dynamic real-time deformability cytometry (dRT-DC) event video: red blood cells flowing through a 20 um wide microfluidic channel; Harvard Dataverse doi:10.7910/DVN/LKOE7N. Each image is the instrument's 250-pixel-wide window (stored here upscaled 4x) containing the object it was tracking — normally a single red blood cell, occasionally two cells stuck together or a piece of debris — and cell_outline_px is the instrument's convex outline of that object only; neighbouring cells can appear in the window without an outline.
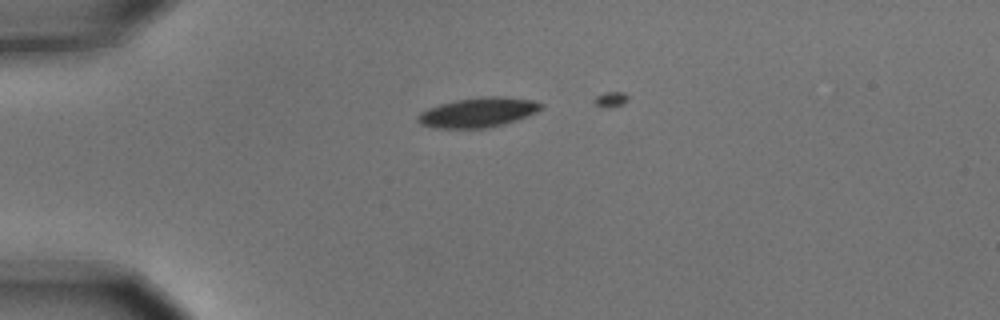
{"species": "common noctule bat (a hibernating species)", "species_latin": "Nyctalus noctula", "temperature_condition": "cold", "stored_images_in_passage": 4, "camera_frame_rate_fps": 3000, "um_per_image_px": 0.085, "animal": {"sex": "male", "body_mass_g": 15.6}, "frame": {"image": 1, "passage_image": 1, "time_ms": 0.0, "image_size_px": [1000, 320], "cell_outline_px": [[544, 108], [528, 116], [504, 124], [488, 128], [436, 128], [420, 124], [416, 120], [416, 116], [420, 112], [428, 108], [440, 104], [456, 100], [480, 96], [508, 96], [532, 100], [544, 104]], "centroid_in_image_um": [40.65, 9.55], "position_along_channel_um": 44.3, "area_um2": 21.62}}
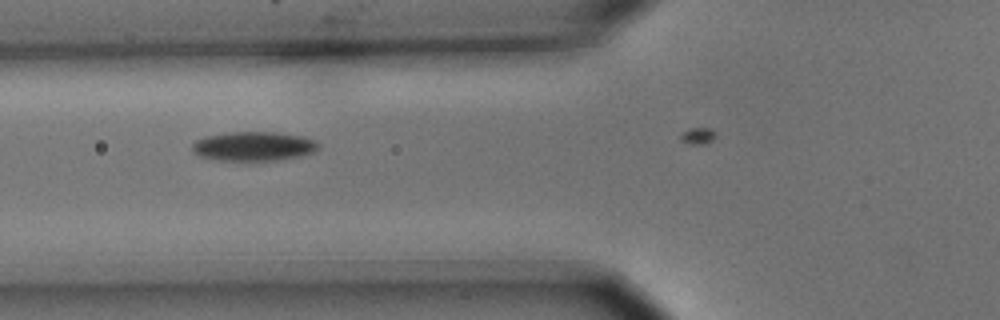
{"frame": {"image": 2, "passage_image": 3, "time_ms": 0.667, "image_size_px": [1000, 320], "cell_outline_px": [[320, 148], [312, 152], [300, 156], [276, 160], [212, 160], [200, 156], [192, 152], [192, 144], [196, 140], [204, 136], [228, 132], [272, 132], [304, 136], [316, 140], [320, 144]], "centroid_in_image_um": [21.55, 12.42], "position_along_channel_um": 104.3, "area_um2": 21.68}}